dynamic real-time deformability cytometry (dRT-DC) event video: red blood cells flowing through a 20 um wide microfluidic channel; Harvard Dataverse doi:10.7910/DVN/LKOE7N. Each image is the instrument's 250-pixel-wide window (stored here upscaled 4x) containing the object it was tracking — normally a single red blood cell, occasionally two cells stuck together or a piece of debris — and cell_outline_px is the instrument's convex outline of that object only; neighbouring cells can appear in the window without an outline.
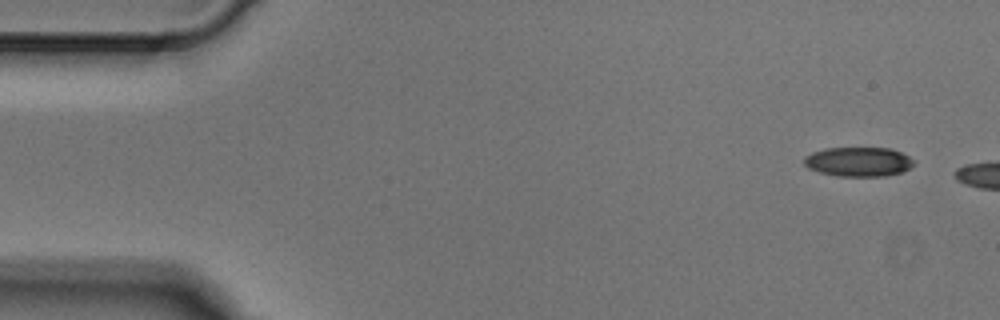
{"species": "Egyptian fruit bat (a non-hibernating species)", "species_latin": "Rousettus aegyptiacus", "temperature_condition": "cold", "stored_images_in_passage": 3, "camera_frame_rate_fps": 3000, "um_per_image_px": 0.085, "animal": {"sex": "male"}, "frame": {"image": 1, "passage_image": 1, "time_ms": 0.0, "image_size_px": [1000, 320], "cell_outline_px": [[916, 160], [908, 168], [900, 172], [884, 176], [836, 176], [820, 172], [808, 168], [804, 164], [804, 156], [812, 152], [824, 148], [892, 148]], "centroid_in_image_um": [72.94, 13.74], "position_along_channel_um": 12.1, "area_um2": 18.79}}